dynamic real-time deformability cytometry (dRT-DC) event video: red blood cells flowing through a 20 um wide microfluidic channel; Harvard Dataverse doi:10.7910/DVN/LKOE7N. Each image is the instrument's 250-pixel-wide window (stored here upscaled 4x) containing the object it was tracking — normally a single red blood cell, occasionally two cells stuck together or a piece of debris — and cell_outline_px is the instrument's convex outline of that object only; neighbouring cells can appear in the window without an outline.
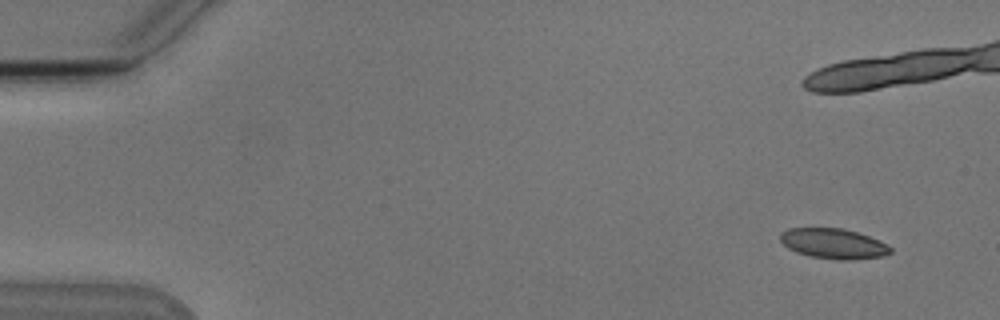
{"species": "Egyptian fruit bat (a non-hibernating species)", "species_latin": "Rousettus aegyptiacus", "temperature_condition": "cold", "stored_images_in_passage": 8, "segment_of_instrument_passage": [1, 2], "camera_frame_rate_fps": 3000, "um_per_image_px": 0.085, "animal": {"sex": "male"}, "frame": {"image": 1, "passage_image": 1, "time_ms": 0.0, "image_size_px": [1000, 320], "cell_outline_px": [[892, 252], [884, 256], [852, 260], [836, 260], [808, 256], [796, 252], [788, 248], [780, 240], [780, 232], [788, 228], [844, 228], [868, 236], [892, 248]], "centroid_in_image_um": [70.81, 20.72], "position_along_channel_um": 14.2, "area_um2": 19.42}}
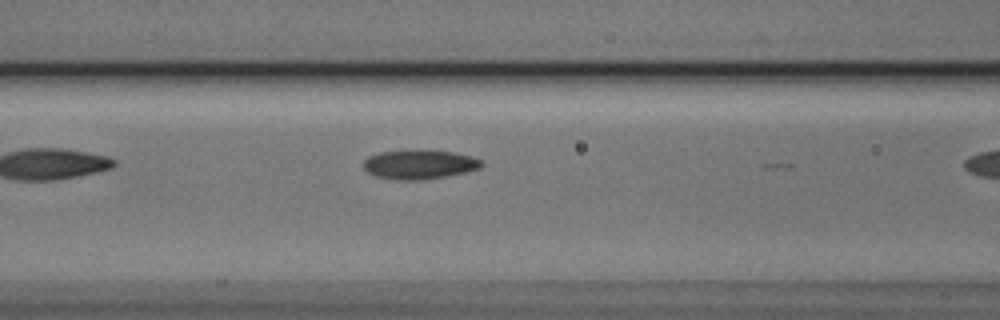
{"frame": {"image": 2, "passage_image": 7, "time_ms": 7.667, "image_size_px": [1000, 320], "cell_outline_px": [[484, 164], [480, 168], [464, 172], [444, 176], [416, 180], [396, 180], [376, 176], [368, 172], [364, 168], [364, 160], [368, 156], [380, 152], [416, 148], [420, 148], [452, 152], [472, 156], [480, 160]], "centroid_in_image_um": [35.62, 13.94], "position_along_channel_um": 131.0, "area_um2": 20.35}}